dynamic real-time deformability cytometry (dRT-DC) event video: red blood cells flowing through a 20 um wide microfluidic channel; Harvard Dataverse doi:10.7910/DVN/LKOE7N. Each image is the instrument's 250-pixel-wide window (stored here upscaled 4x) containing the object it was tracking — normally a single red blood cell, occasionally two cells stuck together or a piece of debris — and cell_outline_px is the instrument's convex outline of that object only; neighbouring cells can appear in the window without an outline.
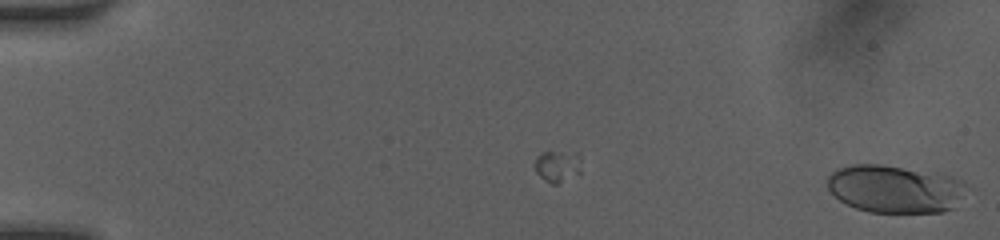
{"species": "human", "species_latin": "Homo sapiens", "temperature_condition": "room temperature", "stored_images_in_passage": 6, "camera_frame_rate_fps": 3000, "um_per_image_px": 0.085, "donor": {"sex": "female"}, "frame": {"image": 1, "passage_image": 6, "time_ms": 2.333, "image_size_px": [1000, 240], "cell_outline_px": [[964, 184], [952, 208], [944, 212], [868, 212], [856, 208], [840, 200], [828, 188], [828, 176], [836, 168], [852, 164], [880, 164], [952, 176], [964, 180]], "centroid_in_image_um": [75.99, 16.05], "position_along_channel_um": 9.0, "area_um2": 37.97}}